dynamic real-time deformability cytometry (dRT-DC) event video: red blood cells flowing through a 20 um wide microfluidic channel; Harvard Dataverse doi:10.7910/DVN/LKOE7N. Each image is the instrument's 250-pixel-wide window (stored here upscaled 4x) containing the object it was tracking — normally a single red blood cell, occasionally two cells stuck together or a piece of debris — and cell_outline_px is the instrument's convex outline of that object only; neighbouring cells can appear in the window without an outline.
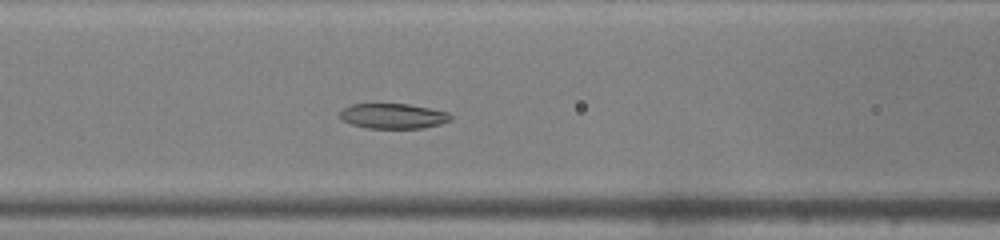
{"species": "common noctule bat (a hibernating species)", "species_latin": "Nyctalus noctula", "temperature_condition": "warm", "stored_images_in_passage": 31, "camera_frame_rate_fps": 3000, "um_per_image_px": 0.085, "animal": {"sex": "male", "body_mass_g": 19.0, "forearm_length_mm": 50.8}, "frame": {"image": 1, "passage_image": 12, "time_ms": 3.667, "image_size_px": [1000, 240], "cell_outline_px": [[452, 120], [440, 124], [424, 128], [368, 128], [352, 124], [340, 120], [340, 112], [344, 108], [352, 104], [408, 104], [448, 112], [452, 116]], "centroid_in_image_um": [33.42, 9.87], "position_along_channel_um": 133.2, "area_um2": 16.18}}
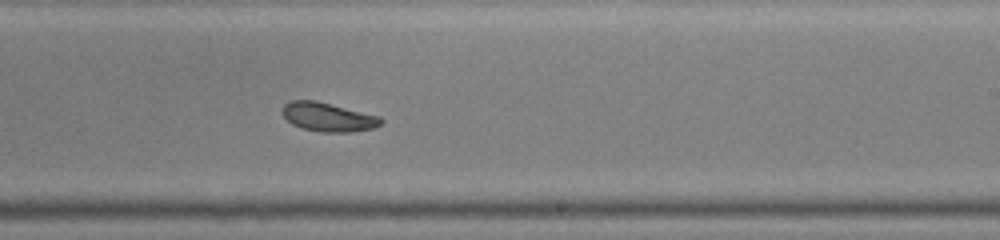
{"frame": {"image": 2, "passage_image": 21, "time_ms": 6.667, "image_size_px": [1000, 240], "cell_outline_px": [[384, 120], [380, 124], [372, 128], [352, 132], [320, 132], [300, 128], [292, 124], [280, 112], [284, 104], [292, 100], [316, 100], [380, 116]], "centroid_in_image_um": [27.86, 9.94], "position_along_channel_um": 261.1, "area_um2": 16.7}}
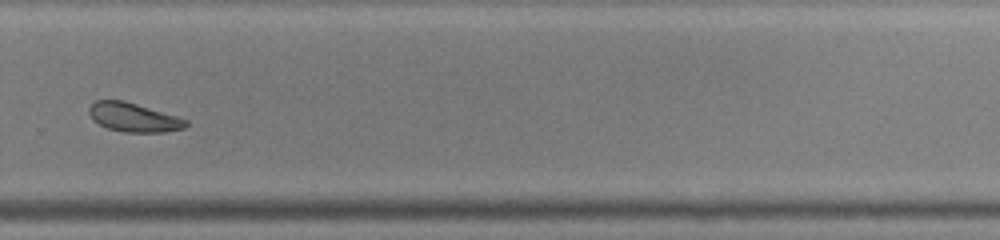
{"frame": {"image": 3, "passage_image": 25, "time_ms": 8.0, "image_size_px": [1000, 240], "cell_outline_px": [[188, 124], [184, 128], [164, 132], [124, 132], [108, 128], [92, 120], [88, 112], [88, 108], [96, 100], [124, 100], [176, 116], [188, 120]], "centroid_in_image_um": [11.33, 9.97], "position_along_channel_um": 318.5, "area_um2": 16.24}, "authors_computed_cell_mechanics": {"area_um2": 16.8776, "velocity_mm_per_s": 4.2781, "shape_relaxation_time_tau1_ms": 5.3641, "shape_relaxation_time_tau2_ms": 3.3278, "deformation_change_tau1": 0.1219, "deformation_change_tau2": 0.0924}}